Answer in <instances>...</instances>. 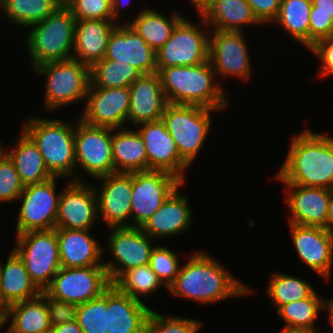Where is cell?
Segmentation results:
<instances>
[{"instance_id":"obj_1","label":"cell","mask_w":333,"mask_h":333,"mask_svg":"<svg viewBox=\"0 0 333 333\" xmlns=\"http://www.w3.org/2000/svg\"><path fill=\"white\" fill-rule=\"evenodd\" d=\"M176 297L211 304L228 298L249 295L252 289L235 278L209 253L199 251L190 255L180 266L174 283L167 290Z\"/></svg>"},{"instance_id":"obj_51","label":"cell","mask_w":333,"mask_h":333,"mask_svg":"<svg viewBox=\"0 0 333 333\" xmlns=\"http://www.w3.org/2000/svg\"><path fill=\"white\" fill-rule=\"evenodd\" d=\"M111 2H112V20L116 23V24H118L119 22V17L121 16V15H119V14H121L122 12V10H121V8H123L124 6H126V5H128V2L130 3V0H111Z\"/></svg>"},{"instance_id":"obj_21","label":"cell","mask_w":333,"mask_h":333,"mask_svg":"<svg viewBox=\"0 0 333 333\" xmlns=\"http://www.w3.org/2000/svg\"><path fill=\"white\" fill-rule=\"evenodd\" d=\"M105 59L129 64L141 74L157 72L156 52L126 22L111 31Z\"/></svg>"},{"instance_id":"obj_5","label":"cell","mask_w":333,"mask_h":333,"mask_svg":"<svg viewBox=\"0 0 333 333\" xmlns=\"http://www.w3.org/2000/svg\"><path fill=\"white\" fill-rule=\"evenodd\" d=\"M76 19L63 4L44 20L30 26L26 36L31 68L72 58Z\"/></svg>"},{"instance_id":"obj_49","label":"cell","mask_w":333,"mask_h":333,"mask_svg":"<svg viewBox=\"0 0 333 333\" xmlns=\"http://www.w3.org/2000/svg\"><path fill=\"white\" fill-rule=\"evenodd\" d=\"M49 333H83L76 320L53 326Z\"/></svg>"},{"instance_id":"obj_47","label":"cell","mask_w":333,"mask_h":333,"mask_svg":"<svg viewBox=\"0 0 333 333\" xmlns=\"http://www.w3.org/2000/svg\"><path fill=\"white\" fill-rule=\"evenodd\" d=\"M310 47L318 40L333 38V14L310 12Z\"/></svg>"},{"instance_id":"obj_45","label":"cell","mask_w":333,"mask_h":333,"mask_svg":"<svg viewBox=\"0 0 333 333\" xmlns=\"http://www.w3.org/2000/svg\"><path fill=\"white\" fill-rule=\"evenodd\" d=\"M45 302L51 327L76 320L78 305L50 297L46 292Z\"/></svg>"},{"instance_id":"obj_27","label":"cell","mask_w":333,"mask_h":333,"mask_svg":"<svg viewBox=\"0 0 333 333\" xmlns=\"http://www.w3.org/2000/svg\"><path fill=\"white\" fill-rule=\"evenodd\" d=\"M116 25L112 19L76 21L72 58L89 67L104 59L110 33Z\"/></svg>"},{"instance_id":"obj_6","label":"cell","mask_w":333,"mask_h":333,"mask_svg":"<svg viewBox=\"0 0 333 333\" xmlns=\"http://www.w3.org/2000/svg\"><path fill=\"white\" fill-rule=\"evenodd\" d=\"M219 110L168 103L162 121L176 143L180 157L190 166L203 148L212 126L213 112Z\"/></svg>"},{"instance_id":"obj_26","label":"cell","mask_w":333,"mask_h":333,"mask_svg":"<svg viewBox=\"0 0 333 333\" xmlns=\"http://www.w3.org/2000/svg\"><path fill=\"white\" fill-rule=\"evenodd\" d=\"M90 231L57 228L61 267L104 266V248L90 236Z\"/></svg>"},{"instance_id":"obj_46","label":"cell","mask_w":333,"mask_h":333,"mask_svg":"<svg viewBox=\"0 0 333 333\" xmlns=\"http://www.w3.org/2000/svg\"><path fill=\"white\" fill-rule=\"evenodd\" d=\"M320 61L318 77L333 75V38L316 41L309 49Z\"/></svg>"},{"instance_id":"obj_17","label":"cell","mask_w":333,"mask_h":333,"mask_svg":"<svg viewBox=\"0 0 333 333\" xmlns=\"http://www.w3.org/2000/svg\"><path fill=\"white\" fill-rule=\"evenodd\" d=\"M130 106L129 87H89L81 117L92 126L123 128Z\"/></svg>"},{"instance_id":"obj_35","label":"cell","mask_w":333,"mask_h":333,"mask_svg":"<svg viewBox=\"0 0 333 333\" xmlns=\"http://www.w3.org/2000/svg\"><path fill=\"white\" fill-rule=\"evenodd\" d=\"M323 299L316 291L308 298L290 302L277 308V314L283 319V328L322 333L316 329V319L324 307Z\"/></svg>"},{"instance_id":"obj_20","label":"cell","mask_w":333,"mask_h":333,"mask_svg":"<svg viewBox=\"0 0 333 333\" xmlns=\"http://www.w3.org/2000/svg\"><path fill=\"white\" fill-rule=\"evenodd\" d=\"M289 225L298 258L313 272L329 280L333 267V236L324 227Z\"/></svg>"},{"instance_id":"obj_53","label":"cell","mask_w":333,"mask_h":333,"mask_svg":"<svg viewBox=\"0 0 333 333\" xmlns=\"http://www.w3.org/2000/svg\"><path fill=\"white\" fill-rule=\"evenodd\" d=\"M10 304L4 298L2 290L0 288V326L5 325V321L8 316Z\"/></svg>"},{"instance_id":"obj_34","label":"cell","mask_w":333,"mask_h":333,"mask_svg":"<svg viewBox=\"0 0 333 333\" xmlns=\"http://www.w3.org/2000/svg\"><path fill=\"white\" fill-rule=\"evenodd\" d=\"M311 8V0H281L278 16L272 23L281 26L294 41L309 49Z\"/></svg>"},{"instance_id":"obj_18","label":"cell","mask_w":333,"mask_h":333,"mask_svg":"<svg viewBox=\"0 0 333 333\" xmlns=\"http://www.w3.org/2000/svg\"><path fill=\"white\" fill-rule=\"evenodd\" d=\"M136 131L142 138L148 157V170L172 173L185 182L189 165L180 157L176 143L161 120L139 124Z\"/></svg>"},{"instance_id":"obj_16","label":"cell","mask_w":333,"mask_h":333,"mask_svg":"<svg viewBox=\"0 0 333 333\" xmlns=\"http://www.w3.org/2000/svg\"><path fill=\"white\" fill-rule=\"evenodd\" d=\"M67 181L60 190L55 228L91 230L98 217L96 186Z\"/></svg>"},{"instance_id":"obj_19","label":"cell","mask_w":333,"mask_h":333,"mask_svg":"<svg viewBox=\"0 0 333 333\" xmlns=\"http://www.w3.org/2000/svg\"><path fill=\"white\" fill-rule=\"evenodd\" d=\"M100 189H96L98 217L108 227L130 226L132 173H112L99 178ZM100 190V192H99Z\"/></svg>"},{"instance_id":"obj_23","label":"cell","mask_w":333,"mask_h":333,"mask_svg":"<svg viewBox=\"0 0 333 333\" xmlns=\"http://www.w3.org/2000/svg\"><path fill=\"white\" fill-rule=\"evenodd\" d=\"M128 121L137 125L161 120L168 104L157 72L141 74L130 86Z\"/></svg>"},{"instance_id":"obj_36","label":"cell","mask_w":333,"mask_h":333,"mask_svg":"<svg viewBox=\"0 0 333 333\" xmlns=\"http://www.w3.org/2000/svg\"><path fill=\"white\" fill-rule=\"evenodd\" d=\"M63 4L64 0H0V10L13 24L29 28Z\"/></svg>"},{"instance_id":"obj_54","label":"cell","mask_w":333,"mask_h":333,"mask_svg":"<svg viewBox=\"0 0 333 333\" xmlns=\"http://www.w3.org/2000/svg\"><path fill=\"white\" fill-rule=\"evenodd\" d=\"M213 0H190L200 15Z\"/></svg>"},{"instance_id":"obj_41","label":"cell","mask_w":333,"mask_h":333,"mask_svg":"<svg viewBox=\"0 0 333 333\" xmlns=\"http://www.w3.org/2000/svg\"><path fill=\"white\" fill-rule=\"evenodd\" d=\"M202 324L200 319L161 315L151 309L146 324V333H198Z\"/></svg>"},{"instance_id":"obj_25","label":"cell","mask_w":333,"mask_h":333,"mask_svg":"<svg viewBox=\"0 0 333 333\" xmlns=\"http://www.w3.org/2000/svg\"><path fill=\"white\" fill-rule=\"evenodd\" d=\"M179 190L177 188L141 227L142 231L153 240L183 234L192 225L193 214L190 203Z\"/></svg>"},{"instance_id":"obj_43","label":"cell","mask_w":333,"mask_h":333,"mask_svg":"<svg viewBox=\"0 0 333 333\" xmlns=\"http://www.w3.org/2000/svg\"><path fill=\"white\" fill-rule=\"evenodd\" d=\"M23 188L13 161L0 148V202L18 201Z\"/></svg>"},{"instance_id":"obj_15","label":"cell","mask_w":333,"mask_h":333,"mask_svg":"<svg viewBox=\"0 0 333 333\" xmlns=\"http://www.w3.org/2000/svg\"><path fill=\"white\" fill-rule=\"evenodd\" d=\"M208 60L217 79L235 77L247 81L252 75L249 48L242 31L211 30Z\"/></svg>"},{"instance_id":"obj_10","label":"cell","mask_w":333,"mask_h":333,"mask_svg":"<svg viewBox=\"0 0 333 333\" xmlns=\"http://www.w3.org/2000/svg\"><path fill=\"white\" fill-rule=\"evenodd\" d=\"M184 182L162 170L132 173L131 227L141 228L162 203Z\"/></svg>"},{"instance_id":"obj_38","label":"cell","mask_w":333,"mask_h":333,"mask_svg":"<svg viewBox=\"0 0 333 333\" xmlns=\"http://www.w3.org/2000/svg\"><path fill=\"white\" fill-rule=\"evenodd\" d=\"M141 73L129 64L102 59L90 67L89 87H129Z\"/></svg>"},{"instance_id":"obj_56","label":"cell","mask_w":333,"mask_h":333,"mask_svg":"<svg viewBox=\"0 0 333 333\" xmlns=\"http://www.w3.org/2000/svg\"><path fill=\"white\" fill-rule=\"evenodd\" d=\"M279 333H312V332L305 331V330H294V329L282 328V330Z\"/></svg>"},{"instance_id":"obj_13","label":"cell","mask_w":333,"mask_h":333,"mask_svg":"<svg viewBox=\"0 0 333 333\" xmlns=\"http://www.w3.org/2000/svg\"><path fill=\"white\" fill-rule=\"evenodd\" d=\"M59 177L26 185L18 200L22 201L16 224V235L29 231L54 229L60 192L56 193Z\"/></svg>"},{"instance_id":"obj_8","label":"cell","mask_w":333,"mask_h":333,"mask_svg":"<svg viewBox=\"0 0 333 333\" xmlns=\"http://www.w3.org/2000/svg\"><path fill=\"white\" fill-rule=\"evenodd\" d=\"M13 251L23 261L31 281L44 291L61 268L57 228L17 234Z\"/></svg>"},{"instance_id":"obj_32","label":"cell","mask_w":333,"mask_h":333,"mask_svg":"<svg viewBox=\"0 0 333 333\" xmlns=\"http://www.w3.org/2000/svg\"><path fill=\"white\" fill-rule=\"evenodd\" d=\"M0 288L10 305L35 298L41 293L31 281L23 261L12 249L6 263H0Z\"/></svg>"},{"instance_id":"obj_48","label":"cell","mask_w":333,"mask_h":333,"mask_svg":"<svg viewBox=\"0 0 333 333\" xmlns=\"http://www.w3.org/2000/svg\"><path fill=\"white\" fill-rule=\"evenodd\" d=\"M258 21L266 25L278 16L281 0H247Z\"/></svg>"},{"instance_id":"obj_2","label":"cell","mask_w":333,"mask_h":333,"mask_svg":"<svg viewBox=\"0 0 333 333\" xmlns=\"http://www.w3.org/2000/svg\"><path fill=\"white\" fill-rule=\"evenodd\" d=\"M290 143L276 179L282 184L333 189V137L305 129Z\"/></svg>"},{"instance_id":"obj_44","label":"cell","mask_w":333,"mask_h":333,"mask_svg":"<svg viewBox=\"0 0 333 333\" xmlns=\"http://www.w3.org/2000/svg\"><path fill=\"white\" fill-rule=\"evenodd\" d=\"M76 21L86 19H112L111 0H64Z\"/></svg>"},{"instance_id":"obj_28","label":"cell","mask_w":333,"mask_h":333,"mask_svg":"<svg viewBox=\"0 0 333 333\" xmlns=\"http://www.w3.org/2000/svg\"><path fill=\"white\" fill-rule=\"evenodd\" d=\"M200 15L210 30L243 31L242 26L261 24L247 0H213Z\"/></svg>"},{"instance_id":"obj_11","label":"cell","mask_w":333,"mask_h":333,"mask_svg":"<svg viewBox=\"0 0 333 333\" xmlns=\"http://www.w3.org/2000/svg\"><path fill=\"white\" fill-rule=\"evenodd\" d=\"M77 120L74 136L75 173L80 167L94 180L115 173L112 156V128L92 126L80 118Z\"/></svg>"},{"instance_id":"obj_33","label":"cell","mask_w":333,"mask_h":333,"mask_svg":"<svg viewBox=\"0 0 333 333\" xmlns=\"http://www.w3.org/2000/svg\"><path fill=\"white\" fill-rule=\"evenodd\" d=\"M135 15L134 20L126 22L155 52L168 41L172 31L184 17L179 12H173L167 18L153 8H144Z\"/></svg>"},{"instance_id":"obj_39","label":"cell","mask_w":333,"mask_h":333,"mask_svg":"<svg viewBox=\"0 0 333 333\" xmlns=\"http://www.w3.org/2000/svg\"><path fill=\"white\" fill-rule=\"evenodd\" d=\"M113 285L121 293L139 301H142L140 296H150L163 286L149 264L128 269Z\"/></svg>"},{"instance_id":"obj_52","label":"cell","mask_w":333,"mask_h":333,"mask_svg":"<svg viewBox=\"0 0 333 333\" xmlns=\"http://www.w3.org/2000/svg\"><path fill=\"white\" fill-rule=\"evenodd\" d=\"M324 228L333 236V189H330L328 215Z\"/></svg>"},{"instance_id":"obj_30","label":"cell","mask_w":333,"mask_h":333,"mask_svg":"<svg viewBox=\"0 0 333 333\" xmlns=\"http://www.w3.org/2000/svg\"><path fill=\"white\" fill-rule=\"evenodd\" d=\"M112 156L115 173L148 170L145 145L136 130L127 127L112 129Z\"/></svg>"},{"instance_id":"obj_4","label":"cell","mask_w":333,"mask_h":333,"mask_svg":"<svg viewBox=\"0 0 333 333\" xmlns=\"http://www.w3.org/2000/svg\"><path fill=\"white\" fill-rule=\"evenodd\" d=\"M68 121L30 117L24 121L22 130L37 145L46 168L53 177L82 181L79 175H75V123Z\"/></svg>"},{"instance_id":"obj_24","label":"cell","mask_w":333,"mask_h":333,"mask_svg":"<svg viewBox=\"0 0 333 333\" xmlns=\"http://www.w3.org/2000/svg\"><path fill=\"white\" fill-rule=\"evenodd\" d=\"M151 309L113 284L107 289V333H146Z\"/></svg>"},{"instance_id":"obj_29","label":"cell","mask_w":333,"mask_h":333,"mask_svg":"<svg viewBox=\"0 0 333 333\" xmlns=\"http://www.w3.org/2000/svg\"><path fill=\"white\" fill-rule=\"evenodd\" d=\"M20 137L8 151L0 143V148L13 161L16 171L19 174L21 183L26 186L44 182L53 177L46 168L42 154L37 145L21 129Z\"/></svg>"},{"instance_id":"obj_37","label":"cell","mask_w":333,"mask_h":333,"mask_svg":"<svg viewBox=\"0 0 333 333\" xmlns=\"http://www.w3.org/2000/svg\"><path fill=\"white\" fill-rule=\"evenodd\" d=\"M270 276L265 291L276 308L308 298L315 292L309 282L290 274L273 272Z\"/></svg>"},{"instance_id":"obj_31","label":"cell","mask_w":333,"mask_h":333,"mask_svg":"<svg viewBox=\"0 0 333 333\" xmlns=\"http://www.w3.org/2000/svg\"><path fill=\"white\" fill-rule=\"evenodd\" d=\"M6 333H49L51 325L45 302V291L32 299L10 305Z\"/></svg>"},{"instance_id":"obj_7","label":"cell","mask_w":333,"mask_h":333,"mask_svg":"<svg viewBox=\"0 0 333 333\" xmlns=\"http://www.w3.org/2000/svg\"><path fill=\"white\" fill-rule=\"evenodd\" d=\"M33 70L46 78L44 107L49 111L86 100L90 85V67L86 64L71 58L48 62Z\"/></svg>"},{"instance_id":"obj_9","label":"cell","mask_w":333,"mask_h":333,"mask_svg":"<svg viewBox=\"0 0 333 333\" xmlns=\"http://www.w3.org/2000/svg\"><path fill=\"white\" fill-rule=\"evenodd\" d=\"M199 18L197 23L186 17L179 21L168 41L156 52L157 73L162 68L200 65L208 60L210 27L201 15Z\"/></svg>"},{"instance_id":"obj_22","label":"cell","mask_w":333,"mask_h":333,"mask_svg":"<svg viewBox=\"0 0 333 333\" xmlns=\"http://www.w3.org/2000/svg\"><path fill=\"white\" fill-rule=\"evenodd\" d=\"M282 185L287 187L284 200L291 211L289 223L325 227L330 189L295 184Z\"/></svg>"},{"instance_id":"obj_14","label":"cell","mask_w":333,"mask_h":333,"mask_svg":"<svg viewBox=\"0 0 333 333\" xmlns=\"http://www.w3.org/2000/svg\"><path fill=\"white\" fill-rule=\"evenodd\" d=\"M108 252L112 262H103L108 278L113 284L128 269L149 264L153 239L141 228L109 227Z\"/></svg>"},{"instance_id":"obj_40","label":"cell","mask_w":333,"mask_h":333,"mask_svg":"<svg viewBox=\"0 0 333 333\" xmlns=\"http://www.w3.org/2000/svg\"><path fill=\"white\" fill-rule=\"evenodd\" d=\"M76 321L83 333H107V290L100 297L78 305Z\"/></svg>"},{"instance_id":"obj_42","label":"cell","mask_w":333,"mask_h":333,"mask_svg":"<svg viewBox=\"0 0 333 333\" xmlns=\"http://www.w3.org/2000/svg\"><path fill=\"white\" fill-rule=\"evenodd\" d=\"M178 258L176 253L164 246L156 245L151 252L149 266L155 272L165 290H168L178 275L180 269Z\"/></svg>"},{"instance_id":"obj_12","label":"cell","mask_w":333,"mask_h":333,"mask_svg":"<svg viewBox=\"0 0 333 333\" xmlns=\"http://www.w3.org/2000/svg\"><path fill=\"white\" fill-rule=\"evenodd\" d=\"M111 285L104 266L61 267L44 291L55 299L80 305L100 297Z\"/></svg>"},{"instance_id":"obj_50","label":"cell","mask_w":333,"mask_h":333,"mask_svg":"<svg viewBox=\"0 0 333 333\" xmlns=\"http://www.w3.org/2000/svg\"><path fill=\"white\" fill-rule=\"evenodd\" d=\"M311 12L333 14V0H311Z\"/></svg>"},{"instance_id":"obj_55","label":"cell","mask_w":333,"mask_h":333,"mask_svg":"<svg viewBox=\"0 0 333 333\" xmlns=\"http://www.w3.org/2000/svg\"><path fill=\"white\" fill-rule=\"evenodd\" d=\"M326 310L329 312L327 320H329L328 323H330L332 329H333V299H325L323 311Z\"/></svg>"},{"instance_id":"obj_3","label":"cell","mask_w":333,"mask_h":333,"mask_svg":"<svg viewBox=\"0 0 333 333\" xmlns=\"http://www.w3.org/2000/svg\"><path fill=\"white\" fill-rule=\"evenodd\" d=\"M168 103L198 105L224 110L229 100L222 82H216L215 71L207 60L200 65L172 66L158 72Z\"/></svg>"}]
</instances>
